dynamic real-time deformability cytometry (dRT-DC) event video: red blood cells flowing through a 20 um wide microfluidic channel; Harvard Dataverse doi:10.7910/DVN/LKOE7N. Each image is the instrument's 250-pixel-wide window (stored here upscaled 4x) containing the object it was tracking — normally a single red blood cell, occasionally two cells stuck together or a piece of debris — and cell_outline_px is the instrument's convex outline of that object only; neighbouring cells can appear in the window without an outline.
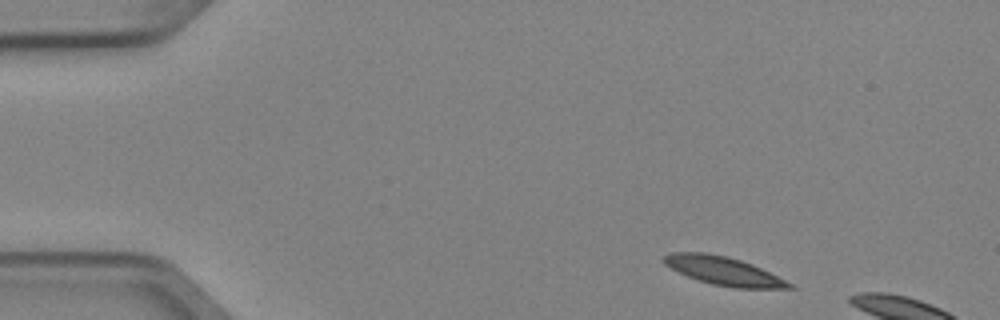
{"species": "Egyptian fruit bat (a non-hibernating species)", "species_latin": "Rousettus aegyptiacus", "temperature_condition": "cold", "stored_images_in_passage": 3, "camera_frame_rate_fps": 3000, "um_per_image_px": 0.085, "animal": {"sex": "female"}, "frame": {"image": 1, "passage_image": 1, "time_ms": 0.0, "image_size_px": [1000, 320], "cell_outline_px": [[796, 288], [732, 288], [712, 284], [688, 276], [664, 264], [664, 256], [672, 252], [704, 252], [724, 256], [740, 260], [752, 264], [792, 284]], "centroid_in_image_um": [61.49, 23.03], "position_along_channel_um": 23.5, "area_um2": 20.23}}